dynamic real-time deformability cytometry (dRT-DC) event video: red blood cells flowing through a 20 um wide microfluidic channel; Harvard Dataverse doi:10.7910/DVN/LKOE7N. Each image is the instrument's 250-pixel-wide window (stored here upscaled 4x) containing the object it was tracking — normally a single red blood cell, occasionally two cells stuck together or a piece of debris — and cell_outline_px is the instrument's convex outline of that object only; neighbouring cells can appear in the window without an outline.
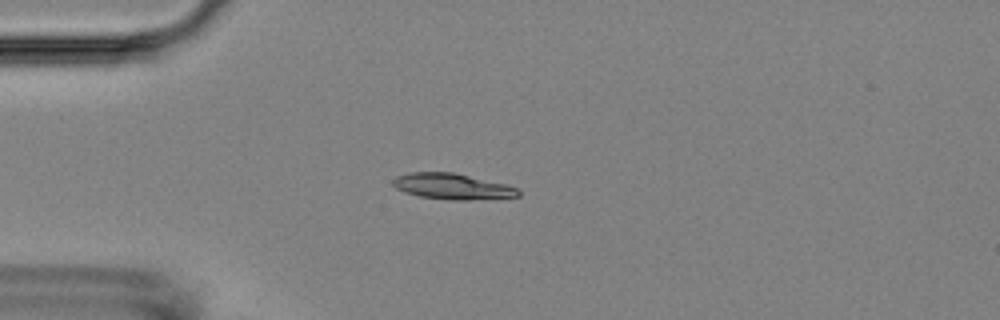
{"species": "Egyptian fruit bat (a non-hibernating species)", "species_latin": "Rousettus aegyptiacus", "temperature_condition": "room temperature", "stored_images_in_passage": 4, "camera_frame_rate_fps": 3000, "um_per_image_px": 0.085, "animal": {"sex": "female"}, "frame": {"image": 1, "passage_image": 2, "time_ms": 1.0, "image_size_px": [1000, 320], "cell_outline_px": [[520, 196], [468, 200], [452, 200], [420, 196], [404, 192], [396, 188], [392, 184], [392, 180], [396, 176], [408, 172], [452, 172], [508, 184], [520, 188]], "centroid_in_image_um": [38.47, 15.84], "position_along_channel_um": 46.5, "area_um2": 19.02}}
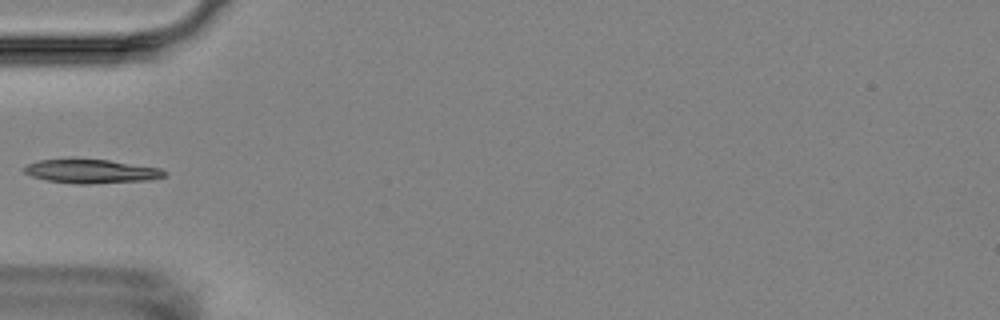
{"frame": {"image": 2, "passage_image": 3, "time_ms": 2.333, "image_size_px": [1000, 320], "cell_outline_px": [[168, 172], [164, 176], [148, 180], [92, 184], [76, 184], [48, 180], [32, 176], [24, 172], [24, 168], [28, 164], [40, 160], [108, 160], [160, 168]], "centroid_in_image_um": [7.8, 14.58], "position_along_channel_um": 77.2, "area_um2": 19.07}}